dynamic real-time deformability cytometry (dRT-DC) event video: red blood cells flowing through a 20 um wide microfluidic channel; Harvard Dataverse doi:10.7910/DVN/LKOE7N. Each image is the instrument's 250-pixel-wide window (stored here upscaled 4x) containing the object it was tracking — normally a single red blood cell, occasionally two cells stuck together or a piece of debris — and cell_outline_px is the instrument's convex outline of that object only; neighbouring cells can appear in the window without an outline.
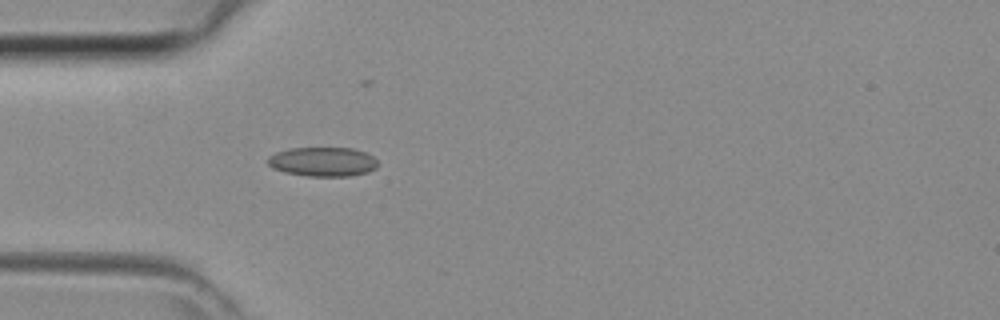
{"species": "common noctule bat (a hibernating species)", "species_latin": "Nyctalus noctula", "temperature_condition": "room temperature", "stored_images_in_passage": 33, "camera_frame_rate_fps": 3000, "um_per_image_px": 0.085, "animal": {"sex": "female", "body_mass_g": 29.2, "forearm_length_mm": 56.3}, "frame": {"image": 1, "passage_image": 5, "time_ms": 1.333, "image_size_px": [1000, 320], "cell_outline_px": [[376, 168], [368, 172], [348, 176], [308, 176], [284, 172], [272, 168], [268, 164], [268, 156], [276, 152], [288, 148], [352, 148], [364, 152], [372, 156], [376, 160]], "centroid_in_image_um": [27.4, 13.74], "position_along_channel_um": 57.6, "area_um2": 18.73}}
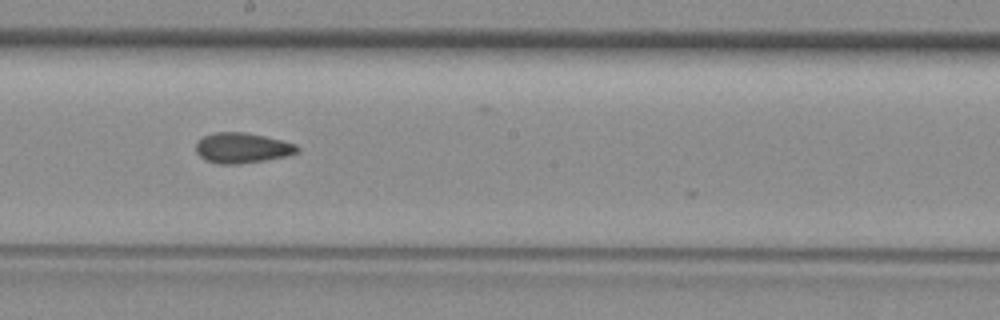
{"frame": {"image": 2, "passage_image": 16, "time_ms": 5.0, "image_size_px": [1000, 320], "cell_outline_px": [[300, 148], [296, 152], [288, 156], [240, 164], [216, 164], [204, 160], [196, 152], [196, 144], [204, 136], [216, 132], [244, 132], [264, 136], [296, 144]], "centroid_in_image_um": [20.57, 12.58], "position_along_channel_um": 227.6, "area_um2": 17.86}}
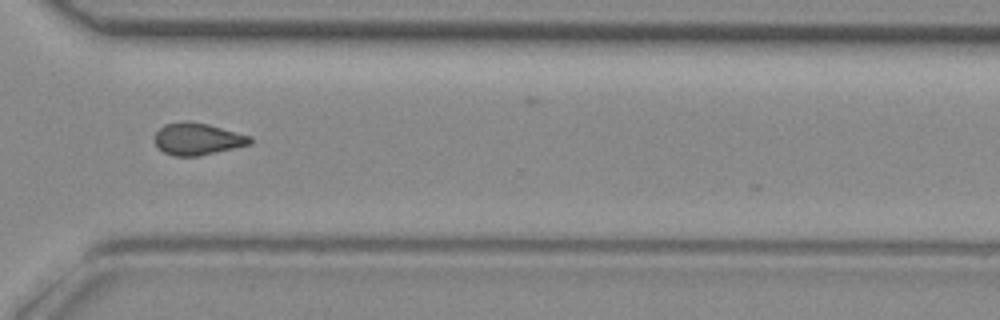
{"frame": {"image": 3, "passage_image": 24, "time_ms": 7.667, "image_size_px": [1000, 320], "cell_outline_px": [[252, 144], [200, 156], [176, 156], [164, 152], [156, 144], [156, 132], [164, 124], [188, 120], [208, 124], [252, 136]], "centroid_in_image_um": [16.83, 11.8], "position_along_channel_um": 353.8, "area_um2": 17.8}}